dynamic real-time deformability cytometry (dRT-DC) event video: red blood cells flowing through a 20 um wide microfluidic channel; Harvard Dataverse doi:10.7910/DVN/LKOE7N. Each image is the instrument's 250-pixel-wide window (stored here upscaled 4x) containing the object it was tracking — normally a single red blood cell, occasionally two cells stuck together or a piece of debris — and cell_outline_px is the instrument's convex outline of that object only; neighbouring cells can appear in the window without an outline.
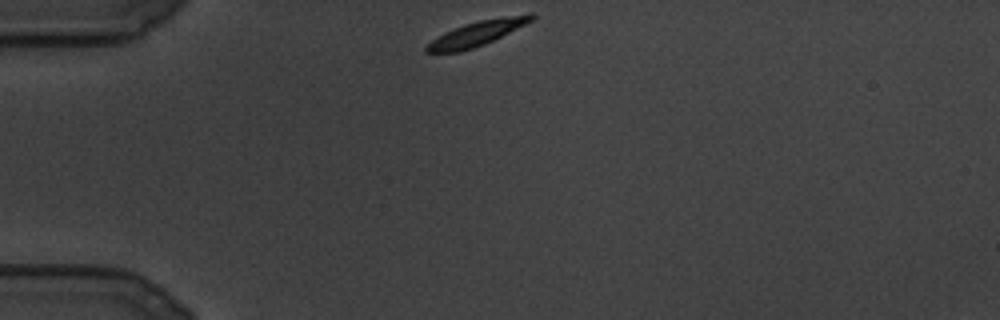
{"species": "common noctule bat (a hibernating species)", "species_latin": "Nyctalus noctula", "temperature_condition": "cold", "stored_images_in_passage": 88, "camera_frame_rate_fps": 3000, "um_per_image_px": 0.085, "animal": {"sex": "male", "body_mass_g": 19.5, "forearm_length_mm": 54.6}, "frame": {"image": 1, "passage_image": 1, "time_ms": 0.0, "image_size_px": [1000, 320], "cell_outline_px": [[536, 16], [532, 20], [484, 44], [460, 52], [424, 52], [424, 48], [432, 40], [444, 32], [464, 24], [480, 20], [528, 12], [532, 12]], "centroid_in_image_um": [40.53, 2.82], "position_along_channel_um": 44.5, "area_um2": 14.91}}
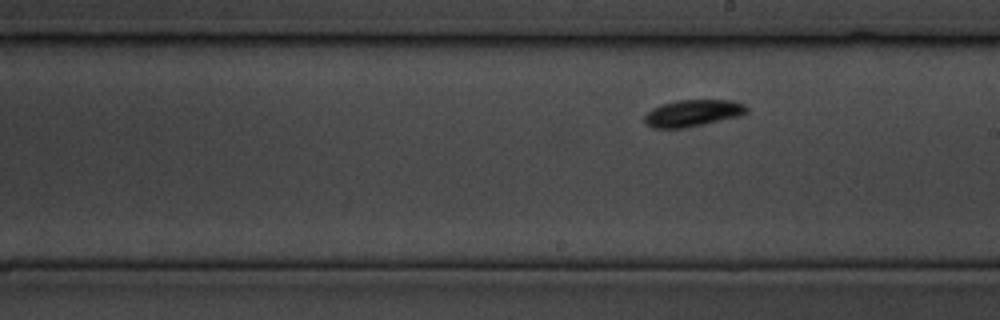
{"frame": {"image": 2, "passage_image": 38, "time_ms": 12.333, "image_size_px": [1000, 320], "cell_outline_px": [[748, 112], [740, 116], [688, 128], [652, 128], [644, 124], [644, 116], [652, 108], [664, 104], [680, 100], [732, 100], [744, 104], [748, 108]], "centroid_in_image_um": [58.9, 9.63], "position_along_channel_um": 230.1, "area_um2": 16.07}}
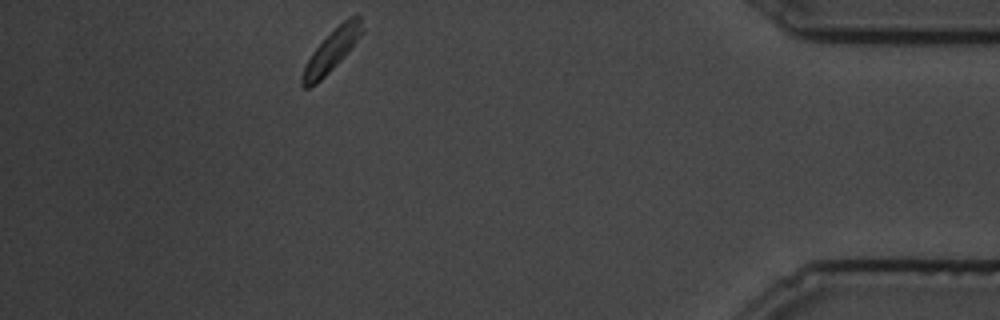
{"frame": {"image": 3, "passage_image": 76, "time_ms": 25.0, "image_size_px": [1000, 320], "cell_outline_px": [[364, 32], [344, 56], [316, 84], [308, 88], [304, 88], [300, 84], [300, 76], [312, 52], [348, 16], [360, 16], [364, 28]], "centroid_in_image_um": [28.19, 4.31], "position_along_channel_um": 407.0, "area_um2": 14.1}}